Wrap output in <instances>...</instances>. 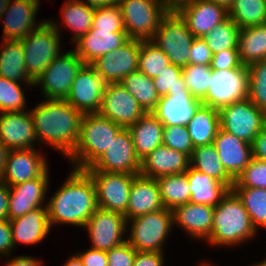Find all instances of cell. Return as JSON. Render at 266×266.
<instances>
[{
	"instance_id": "1",
	"label": "cell",
	"mask_w": 266,
	"mask_h": 266,
	"mask_svg": "<svg viewBox=\"0 0 266 266\" xmlns=\"http://www.w3.org/2000/svg\"><path fill=\"white\" fill-rule=\"evenodd\" d=\"M45 100L29 109L37 141L68 158L76 148L84 114L65 99Z\"/></svg>"
},
{
	"instance_id": "2",
	"label": "cell",
	"mask_w": 266,
	"mask_h": 266,
	"mask_svg": "<svg viewBox=\"0 0 266 266\" xmlns=\"http://www.w3.org/2000/svg\"><path fill=\"white\" fill-rule=\"evenodd\" d=\"M46 205L50 226L57 223L84 228L98 208L95 186L89 173L73 168Z\"/></svg>"
},
{
	"instance_id": "3",
	"label": "cell",
	"mask_w": 266,
	"mask_h": 266,
	"mask_svg": "<svg viewBox=\"0 0 266 266\" xmlns=\"http://www.w3.org/2000/svg\"><path fill=\"white\" fill-rule=\"evenodd\" d=\"M258 233L253 227L249 213L233 190L214 207L212 230L207 243L211 246H234L255 238Z\"/></svg>"
},
{
	"instance_id": "4",
	"label": "cell",
	"mask_w": 266,
	"mask_h": 266,
	"mask_svg": "<svg viewBox=\"0 0 266 266\" xmlns=\"http://www.w3.org/2000/svg\"><path fill=\"white\" fill-rule=\"evenodd\" d=\"M121 129L99 113L84 114L76 148L67 159L74 168L86 170L104 154Z\"/></svg>"
},
{
	"instance_id": "5",
	"label": "cell",
	"mask_w": 266,
	"mask_h": 266,
	"mask_svg": "<svg viewBox=\"0 0 266 266\" xmlns=\"http://www.w3.org/2000/svg\"><path fill=\"white\" fill-rule=\"evenodd\" d=\"M46 20L20 40L25 55L26 71L34 82L62 52L59 31L61 28L57 25L59 22Z\"/></svg>"
},
{
	"instance_id": "6",
	"label": "cell",
	"mask_w": 266,
	"mask_h": 266,
	"mask_svg": "<svg viewBox=\"0 0 266 266\" xmlns=\"http://www.w3.org/2000/svg\"><path fill=\"white\" fill-rule=\"evenodd\" d=\"M127 223L131 225L126 241L140 252H164L163 245L174 227L172 210L167 208L129 219Z\"/></svg>"
},
{
	"instance_id": "7",
	"label": "cell",
	"mask_w": 266,
	"mask_h": 266,
	"mask_svg": "<svg viewBox=\"0 0 266 266\" xmlns=\"http://www.w3.org/2000/svg\"><path fill=\"white\" fill-rule=\"evenodd\" d=\"M185 20L176 11H169L161 20L154 42L170 63L181 68L189 64L191 44L194 40Z\"/></svg>"
},
{
	"instance_id": "8",
	"label": "cell",
	"mask_w": 266,
	"mask_h": 266,
	"mask_svg": "<svg viewBox=\"0 0 266 266\" xmlns=\"http://www.w3.org/2000/svg\"><path fill=\"white\" fill-rule=\"evenodd\" d=\"M125 29L130 39L152 40L162 18L169 12L160 0H121Z\"/></svg>"
},
{
	"instance_id": "9",
	"label": "cell",
	"mask_w": 266,
	"mask_h": 266,
	"mask_svg": "<svg viewBox=\"0 0 266 266\" xmlns=\"http://www.w3.org/2000/svg\"><path fill=\"white\" fill-rule=\"evenodd\" d=\"M85 65L75 50L60 53L34 82L45 99H66L72 82Z\"/></svg>"
},
{
	"instance_id": "10",
	"label": "cell",
	"mask_w": 266,
	"mask_h": 266,
	"mask_svg": "<svg viewBox=\"0 0 266 266\" xmlns=\"http://www.w3.org/2000/svg\"><path fill=\"white\" fill-rule=\"evenodd\" d=\"M220 128L252 144L266 125V113L249 98L219 109Z\"/></svg>"
},
{
	"instance_id": "11",
	"label": "cell",
	"mask_w": 266,
	"mask_h": 266,
	"mask_svg": "<svg viewBox=\"0 0 266 266\" xmlns=\"http://www.w3.org/2000/svg\"><path fill=\"white\" fill-rule=\"evenodd\" d=\"M249 72L247 66L213 70L210 88L202 104L221 109L248 98Z\"/></svg>"
},
{
	"instance_id": "12",
	"label": "cell",
	"mask_w": 266,
	"mask_h": 266,
	"mask_svg": "<svg viewBox=\"0 0 266 266\" xmlns=\"http://www.w3.org/2000/svg\"><path fill=\"white\" fill-rule=\"evenodd\" d=\"M86 171L93 180L98 207L125 215L132 182L137 175L94 171L90 167Z\"/></svg>"
},
{
	"instance_id": "13",
	"label": "cell",
	"mask_w": 266,
	"mask_h": 266,
	"mask_svg": "<svg viewBox=\"0 0 266 266\" xmlns=\"http://www.w3.org/2000/svg\"><path fill=\"white\" fill-rule=\"evenodd\" d=\"M127 224L125 215L98 207L84 229L89 233L91 248L109 251L127 240L123 236L128 232Z\"/></svg>"
},
{
	"instance_id": "14",
	"label": "cell",
	"mask_w": 266,
	"mask_h": 266,
	"mask_svg": "<svg viewBox=\"0 0 266 266\" xmlns=\"http://www.w3.org/2000/svg\"><path fill=\"white\" fill-rule=\"evenodd\" d=\"M90 168L94 171L128 173L139 175L141 160L135 152L132 137L128 128H122L108 149Z\"/></svg>"
},
{
	"instance_id": "15",
	"label": "cell",
	"mask_w": 266,
	"mask_h": 266,
	"mask_svg": "<svg viewBox=\"0 0 266 266\" xmlns=\"http://www.w3.org/2000/svg\"><path fill=\"white\" fill-rule=\"evenodd\" d=\"M140 44L141 40L129 39L89 65L106 83H120L128 74L138 71Z\"/></svg>"
},
{
	"instance_id": "16",
	"label": "cell",
	"mask_w": 266,
	"mask_h": 266,
	"mask_svg": "<svg viewBox=\"0 0 266 266\" xmlns=\"http://www.w3.org/2000/svg\"><path fill=\"white\" fill-rule=\"evenodd\" d=\"M98 113L122 128H129L146 112L120 83H107Z\"/></svg>"
},
{
	"instance_id": "17",
	"label": "cell",
	"mask_w": 266,
	"mask_h": 266,
	"mask_svg": "<svg viewBox=\"0 0 266 266\" xmlns=\"http://www.w3.org/2000/svg\"><path fill=\"white\" fill-rule=\"evenodd\" d=\"M106 84L89 64H85L75 76L65 100L83 114L98 113Z\"/></svg>"
},
{
	"instance_id": "18",
	"label": "cell",
	"mask_w": 266,
	"mask_h": 266,
	"mask_svg": "<svg viewBox=\"0 0 266 266\" xmlns=\"http://www.w3.org/2000/svg\"><path fill=\"white\" fill-rule=\"evenodd\" d=\"M49 171L42 177L9 186L8 220L23 216L43 206L49 189Z\"/></svg>"
},
{
	"instance_id": "19",
	"label": "cell",
	"mask_w": 266,
	"mask_h": 266,
	"mask_svg": "<svg viewBox=\"0 0 266 266\" xmlns=\"http://www.w3.org/2000/svg\"><path fill=\"white\" fill-rule=\"evenodd\" d=\"M44 155L34 149L10 150L2 182L12 186L30 179L42 177L48 169Z\"/></svg>"
},
{
	"instance_id": "20",
	"label": "cell",
	"mask_w": 266,
	"mask_h": 266,
	"mask_svg": "<svg viewBox=\"0 0 266 266\" xmlns=\"http://www.w3.org/2000/svg\"><path fill=\"white\" fill-rule=\"evenodd\" d=\"M39 3L37 0H10L2 16H6L3 21V40L20 41L45 21H35Z\"/></svg>"
},
{
	"instance_id": "21",
	"label": "cell",
	"mask_w": 266,
	"mask_h": 266,
	"mask_svg": "<svg viewBox=\"0 0 266 266\" xmlns=\"http://www.w3.org/2000/svg\"><path fill=\"white\" fill-rule=\"evenodd\" d=\"M0 140L9 150L34 149L38 141L30 111L0 113Z\"/></svg>"
},
{
	"instance_id": "22",
	"label": "cell",
	"mask_w": 266,
	"mask_h": 266,
	"mask_svg": "<svg viewBox=\"0 0 266 266\" xmlns=\"http://www.w3.org/2000/svg\"><path fill=\"white\" fill-rule=\"evenodd\" d=\"M194 37H203L229 17L226 7L207 0H195L177 11Z\"/></svg>"
},
{
	"instance_id": "23",
	"label": "cell",
	"mask_w": 266,
	"mask_h": 266,
	"mask_svg": "<svg viewBox=\"0 0 266 266\" xmlns=\"http://www.w3.org/2000/svg\"><path fill=\"white\" fill-rule=\"evenodd\" d=\"M202 104L190 92H168L151 112L164 126H186Z\"/></svg>"
},
{
	"instance_id": "24",
	"label": "cell",
	"mask_w": 266,
	"mask_h": 266,
	"mask_svg": "<svg viewBox=\"0 0 266 266\" xmlns=\"http://www.w3.org/2000/svg\"><path fill=\"white\" fill-rule=\"evenodd\" d=\"M213 145L224 169L234 180L253 158L251 144L221 128L217 131Z\"/></svg>"
},
{
	"instance_id": "25",
	"label": "cell",
	"mask_w": 266,
	"mask_h": 266,
	"mask_svg": "<svg viewBox=\"0 0 266 266\" xmlns=\"http://www.w3.org/2000/svg\"><path fill=\"white\" fill-rule=\"evenodd\" d=\"M190 164L188 155L162 144L141 160L139 174L156 179L164 175L184 173L190 168Z\"/></svg>"
},
{
	"instance_id": "26",
	"label": "cell",
	"mask_w": 266,
	"mask_h": 266,
	"mask_svg": "<svg viewBox=\"0 0 266 266\" xmlns=\"http://www.w3.org/2000/svg\"><path fill=\"white\" fill-rule=\"evenodd\" d=\"M173 225L176 224L180 228L192 236V238L209 239L212 224L214 207L206 204L186 203L175 207L172 210Z\"/></svg>"
},
{
	"instance_id": "27",
	"label": "cell",
	"mask_w": 266,
	"mask_h": 266,
	"mask_svg": "<svg viewBox=\"0 0 266 266\" xmlns=\"http://www.w3.org/2000/svg\"><path fill=\"white\" fill-rule=\"evenodd\" d=\"M165 208L154 178L137 175L132 182L125 218L133 219Z\"/></svg>"
},
{
	"instance_id": "28",
	"label": "cell",
	"mask_w": 266,
	"mask_h": 266,
	"mask_svg": "<svg viewBox=\"0 0 266 266\" xmlns=\"http://www.w3.org/2000/svg\"><path fill=\"white\" fill-rule=\"evenodd\" d=\"M129 39L127 33H112V30L90 29L74 43L76 47L74 50L85 64H90L96 58L121 47Z\"/></svg>"
},
{
	"instance_id": "29",
	"label": "cell",
	"mask_w": 266,
	"mask_h": 266,
	"mask_svg": "<svg viewBox=\"0 0 266 266\" xmlns=\"http://www.w3.org/2000/svg\"><path fill=\"white\" fill-rule=\"evenodd\" d=\"M10 221L14 249L17 242L34 245L43 241L50 233L47 207L36 208Z\"/></svg>"
},
{
	"instance_id": "30",
	"label": "cell",
	"mask_w": 266,
	"mask_h": 266,
	"mask_svg": "<svg viewBox=\"0 0 266 266\" xmlns=\"http://www.w3.org/2000/svg\"><path fill=\"white\" fill-rule=\"evenodd\" d=\"M128 129L140 160L163 144L164 125L151 112L145 113Z\"/></svg>"
},
{
	"instance_id": "31",
	"label": "cell",
	"mask_w": 266,
	"mask_h": 266,
	"mask_svg": "<svg viewBox=\"0 0 266 266\" xmlns=\"http://www.w3.org/2000/svg\"><path fill=\"white\" fill-rule=\"evenodd\" d=\"M0 76L16 82H25L35 87L25 66V55L21 41L2 40L0 48Z\"/></svg>"
},
{
	"instance_id": "32",
	"label": "cell",
	"mask_w": 266,
	"mask_h": 266,
	"mask_svg": "<svg viewBox=\"0 0 266 266\" xmlns=\"http://www.w3.org/2000/svg\"><path fill=\"white\" fill-rule=\"evenodd\" d=\"M186 174L191 193L190 202L192 203L216 207L230 190L225 184L192 167L186 171Z\"/></svg>"
},
{
	"instance_id": "33",
	"label": "cell",
	"mask_w": 266,
	"mask_h": 266,
	"mask_svg": "<svg viewBox=\"0 0 266 266\" xmlns=\"http://www.w3.org/2000/svg\"><path fill=\"white\" fill-rule=\"evenodd\" d=\"M186 127L194 148L213 144L220 128L219 109L201 104Z\"/></svg>"
},
{
	"instance_id": "34",
	"label": "cell",
	"mask_w": 266,
	"mask_h": 266,
	"mask_svg": "<svg viewBox=\"0 0 266 266\" xmlns=\"http://www.w3.org/2000/svg\"><path fill=\"white\" fill-rule=\"evenodd\" d=\"M239 58L244 66L266 59V23L240 29Z\"/></svg>"
},
{
	"instance_id": "35",
	"label": "cell",
	"mask_w": 266,
	"mask_h": 266,
	"mask_svg": "<svg viewBox=\"0 0 266 266\" xmlns=\"http://www.w3.org/2000/svg\"><path fill=\"white\" fill-rule=\"evenodd\" d=\"M190 161V167L218 180L232 190L234 179L224 169L213 144L195 147Z\"/></svg>"
},
{
	"instance_id": "36",
	"label": "cell",
	"mask_w": 266,
	"mask_h": 266,
	"mask_svg": "<svg viewBox=\"0 0 266 266\" xmlns=\"http://www.w3.org/2000/svg\"><path fill=\"white\" fill-rule=\"evenodd\" d=\"M61 8L63 26L73 31L75 43L91 29L95 8L77 0H67Z\"/></svg>"
},
{
	"instance_id": "37",
	"label": "cell",
	"mask_w": 266,
	"mask_h": 266,
	"mask_svg": "<svg viewBox=\"0 0 266 266\" xmlns=\"http://www.w3.org/2000/svg\"><path fill=\"white\" fill-rule=\"evenodd\" d=\"M156 181L165 208L173 210L190 202L191 193L186 172L160 176Z\"/></svg>"
},
{
	"instance_id": "38",
	"label": "cell",
	"mask_w": 266,
	"mask_h": 266,
	"mask_svg": "<svg viewBox=\"0 0 266 266\" xmlns=\"http://www.w3.org/2000/svg\"><path fill=\"white\" fill-rule=\"evenodd\" d=\"M120 84L127 89L146 113L155 109L160 97L152 78L136 71L124 77Z\"/></svg>"
},
{
	"instance_id": "39",
	"label": "cell",
	"mask_w": 266,
	"mask_h": 266,
	"mask_svg": "<svg viewBox=\"0 0 266 266\" xmlns=\"http://www.w3.org/2000/svg\"><path fill=\"white\" fill-rule=\"evenodd\" d=\"M228 11L240 28L266 23V0H234Z\"/></svg>"
},
{
	"instance_id": "40",
	"label": "cell",
	"mask_w": 266,
	"mask_h": 266,
	"mask_svg": "<svg viewBox=\"0 0 266 266\" xmlns=\"http://www.w3.org/2000/svg\"><path fill=\"white\" fill-rule=\"evenodd\" d=\"M240 27L228 17L223 22L216 25L202 39L211 49L212 54L219 53L227 49H238Z\"/></svg>"
},
{
	"instance_id": "41",
	"label": "cell",
	"mask_w": 266,
	"mask_h": 266,
	"mask_svg": "<svg viewBox=\"0 0 266 266\" xmlns=\"http://www.w3.org/2000/svg\"><path fill=\"white\" fill-rule=\"evenodd\" d=\"M232 190L241 199L256 231L259 226L266 229V189L232 188Z\"/></svg>"
},
{
	"instance_id": "42",
	"label": "cell",
	"mask_w": 266,
	"mask_h": 266,
	"mask_svg": "<svg viewBox=\"0 0 266 266\" xmlns=\"http://www.w3.org/2000/svg\"><path fill=\"white\" fill-rule=\"evenodd\" d=\"M170 64L167 56L154 42L141 41L138 71L154 79Z\"/></svg>"
},
{
	"instance_id": "43",
	"label": "cell",
	"mask_w": 266,
	"mask_h": 266,
	"mask_svg": "<svg viewBox=\"0 0 266 266\" xmlns=\"http://www.w3.org/2000/svg\"><path fill=\"white\" fill-rule=\"evenodd\" d=\"M212 72L210 65L188 64L182 68L187 89L195 99L202 101L206 97Z\"/></svg>"
},
{
	"instance_id": "44",
	"label": "cell",
	"mask_w": 266,
	"mask_h": 266,
	"mask_svg": "<svg viewBox=\"0 0 266 266\" xmlns=\"http://www.w3.org/2000/svg\"><path fill=\"white\" fill-rule=\"evenodd\" d=\"M248 98L266 113V59L248 66Z\"/></svg>"
},
{
	"instance_id": "45",
	"label": "cell",
	"mask_w": 266,
	"mask_h": 266,
	"mask_svg": "<svg viewBox=\"0 0 266 266\" xmlns=\"http://www.w3.org/2000/svg\"><path fill=\"white\" fill-rule=\"evenodd\" d=\"M20 84L0 76V113L26 110V97Z\"/></svg>"
},
{
	"instance_id": "46",
	"label": "cell",
	"mask_w": 266,
	"mask_h": 266,
	"mask_svg": "<svg viewBox=\"0 0 266 266\" xmlns=\"http://www.w3.org/2000/svg\"><path fill=\"white\" fill-rule=\"evenodd\" d=\"M91 29L127 33L120 7L118 5L96 7Z\"/></svg>"
},
{
	"instance_id": "47",
	"label": "cell",
	"mask_w": 266,
	"mask_h": 266,
	"mask_svg": "<svg viewBox=\"0 0 266 266\" xmlns=\"http://www.w3.org/2000/svg\"><path fill=\"white\" fill-rule=\"evenodd\" d=\"M153 80L159 97L167 96L168 92H189L182 68L172 63Z\"/></svg>"
},
{
	"instance_id": "48",
	"label": "cell",
	"mask_w": 266,
	"mask_h": 266,
	"mask_svg": "<svg viewBox=\"0 0 266 266\" xmlns=\"http://www.w3.org/2000/svg\"><path fill=\"white\" fill-rule=\"evenodd\" d=\"M232 188L266 189V162L252 158L248 166L234 180Z\"/></svg>"
},
{
	"instance_id": "49",
	"label": "cell",
	"mask_w": 266,
	"mask_h": 266,
	"mask_svg": "<svg viewBox=\"0 0 266 266\" xmlns=\"http://www.w3.org/2000/svg\"><path fill=\"white\" fill-rule=\"evenodd\" d=\"M163 145L192 156L194 146L186 126H164Z\"/></svg>"
},
{
	"instance_id": "50",
	"label": "cell",
	"mask_w": 266,
	"mask_h": 266,
	"mask_svg": "<svg viewBox=\"0 0 266 266\" xmlns=\"http://www.w3.org/2000/svg\"><path fill=\"white\" fill-rule=\"evenodd\" d=\"M136 250L127 242L107 251L108 266H133Z\"/></svg>"
},
{
	"instance_id": "51",
	"label": "cell",
	"mask_w": 266,
	"mask_h": 266,
	"mask_svg": "<svg viewBox=\"0 0 266 266\" xmlns=\"http://www.w3.org/2000/svg\"><path fill=\"white\" fill-rule=\"evenodd\" d=\"M210 66L216 71L241 67L238 49H227L213 54Z\"/></svg>"
},
{
	"instance_id": "52",
	"label": "cell",
	"mask_w": 266,
	"mask_h": 266,
	"mask_svg": "<svg viewBox=\"0 0 266 266\" xmlns=\"http://www.w3.org/2000/svg\"><path fill=\"white\" fill-rule=\"evenodd\" d=\"M213 54L202 37H195L190 49L189 64L210 65Z\"/></svg>"
},
{
	"instance_id": "53",
	"label": "cell",
	"mask_w": 266,
	"mask_h": 266,
	"mask_svg": "<svg viewBox=\"0 0 266 266\" xmlns=\"http://www.w3.org/2000/svg\"><path fill=\"white\" fill-rule=\"evenodd\" d=\"M14 244L9 220L0 221V256H10Z\"/></svg>"
},
{
	"instance_id": "54",
	"label": "cell",
	"mask_w": 266,
	"mask_h": 266,
	"mask_svg": "<svg viewBox=\"0 0 266 266\" xmlns=\"http://www.w3.org/2000/svg\"><path fill=\"white\" fill-rule=\"evenodd\" d=\"M84 266H108L107 251L89 248L88 250L77 253Z\"/></svg>"
},
{
	"instance_id": "55",
	"label": "cell",
	"mask_w": 266,
	"mask_h": 266,
	"mask_svg": "<svg viewBox=\"0 0 266 266\" xmlns=\"http://www.w3.org/2000/svg\"><path fill=\"white\" fill-rule=\"evenodd\" d=\"M164 252H136L133 266H164Z\"/></svg>"
},
{
	"instance_id": "56",
	"label": "cell",
	"mask_w": 266,
	"mask_h": 266,
	"mask_svg": "<svg viewBox=\"0 0 266 266\" xmlns=\"http://www.w3.org/2000/svg\"><path fill=\"white\" fill-rule=\"evenodd\" d=\"M251 146L253 158L266 162V125L253 140Z\"/></svg>"
},
{
	"instance_id": "57",
	"label": "cell",
	"mask_w": 266,
	"mask_h": 266,
	"mask_svg": "<svg viewBox=\"0 0 266 266\" xmlns=\"http://www.w3.org/2000/svg\"><path fill=\"white\" fill-rule=\"evenodd\" d=\"M9 186L0 181V221L8 220Z\"/></svg>"
},
{
	"instance_id": "58",
	"label": "cell",
	"mask_w": 266,
	"mask_h": 266,
	"mask_svg": "<svg viewBox=\"0 0 266 266\" xmlns=\"http://www.w3.org/2000/svg\"><path fill=\"white\" fill-rule=\"evenodd\" d=\"M43 262L28 255H20L13 257L12 260L6 262L5 266H43Z\"/></svg>"
},
{
	"instance_id": "59",
	"label": "cell",
	"mask_w": 266,
	"mask_h": 266,
	"mask_svg": "<svg viewBox=\"0 0 266 266\" xmlns=\"http://www.w3.org/2000/svg\"><path fill=\"white\" fill-rule=\"evenodd\" d=\"M195 0H160L168 11H178L184 5H187Z\"/></svg>"
},
{
	"instance_id": "60",
	"label": "cell",
	"mask_w": 266,
	"mask_h": 266,
	"mask_svg": "<svg viewBox=\"0 0 266 266\" xmlns=\"http://www.w3.org/2000/svg\"><path fill=\"white\" fill-rule=\"evenodd\" d=\"M9 151L10 150L0 140V181H2L3 176L5 174V167Z\"/></svg>"
},
{
	"instance_id": "61",
	"label": "cell",
	"mask_w": 266,
	"mask_h": 266,
	"mask_svg": "<svg viewBox=\"0 0 266 266\" xmlns=\"http://www.w3.org/2000/svg\"><path fill=\"white\" fill-rule=\"evenodd\" d=\"M94 8L103 6L119 5L121 0H77Z\"/></svg>"
},
{
	"instance_id": "62",
	"label": "cell",
	"mask_w": 266,
	"mask_h": 266,
	"mask_svg": "<svg viewBox=\"0 0 266 266\" xmlns=\"http://www.w3.org/2000/svg\"><path fill=\"white\" fill-rule=\"evenodd\" d=\"M64 266H84L81 258L76 253L73 256H70L65 262Z\"/></svg>"
},
{
	"instance_id": "63",
	"label": "cell",
	"mask_w": 266,
	"mask_h": 266,
	"mask_svg": "<svg viewBox=\"0 0 266 266\" xmlns=\"http://www.w3.org/2000/svg\"><path fill=\"white\" fill-rule=\"evenodd\" d=\"M207 1H211L213 3L222 5L226 7L227 9H229L234 2V0H207Z\"/></svg>"
},
{
	"instance_id": "64",
	"label": "cell",
	"mask_w": 266,
	"mask_h": 266,
	"mask_svg": "<svg viewBox=\"0 0 266 266\" xmlns=\"http://www.w3.org/2000/svg\"><path fill=\"white\" fill-rule=\"evenodd\" d=\"M10 0H0V19L2 18L6 8L9 5ZM2 21V20H0Z\"/></svg>"
},
{
	"instance_id": "65",
	"label": "cell",
	"mask_w": 266,
	"mask_h": 266,
	"mask_svg": "<svg viewBox=\"0 0 266 266\" xmlns=\"http://www.w3.org/2000/svg\"><path fill=\"white\" fill-rule=\"evenodd\" d=\"M250 266H266V259H264L263 261L261 262H258V263H254Z\"/></svg>"
},
{
	"instance_id": "66",
	"label": "cell",
	"mask_w": 266,
	"mask_h": 266,
	"mask_svg": "<svg viewBox=\"0 0 266 266\" xmlns=\"http://www.w3.org/2000/svg\"><path fill=\"white\" fill-rule=\"evenodd\" d=\"M212 265H213V264H209V263H205V264H204V263L202 262L199 266H212Z\"/></svg>"
}]
</instances>
